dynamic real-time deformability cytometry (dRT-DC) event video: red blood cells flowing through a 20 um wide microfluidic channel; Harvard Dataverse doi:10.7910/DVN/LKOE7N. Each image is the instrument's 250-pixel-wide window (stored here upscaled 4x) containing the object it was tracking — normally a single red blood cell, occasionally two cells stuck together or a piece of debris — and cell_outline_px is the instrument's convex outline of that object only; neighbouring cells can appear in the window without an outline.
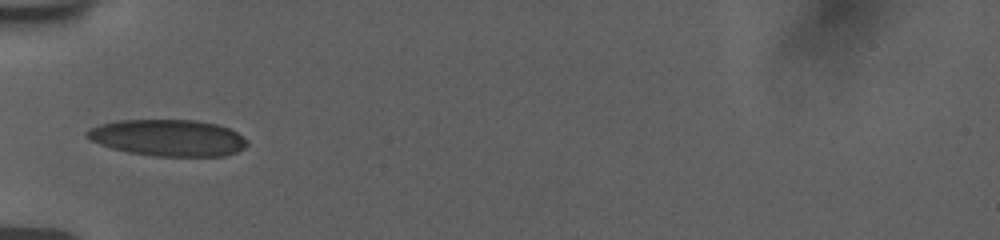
{"species": "human", "species_latin": "Homo sapiens", "temperature_condition": "room temperature", "stored_images_in_passage": 36, "camera_frame_rate_fps": 3000, "um_per_image_px": 0.085, "donor": {"sex": "female"}, "frame": {"image": 1, "passage_image": 1, "time_ms": 0.0, "image_size_px": [1000, 240], "cell_outline_px": [[248, 144], [244, 148], [236, 152], [224, 156], [156, 156], [128, 152], [112, 148], [100, 144], [84, 136], [84, 132], [88, 128], [100, 124], [116, 120], [196, 120], [220, 124], [236, 132], [248, 140]], "centroid_in_image_um": [14.28, 11.7], "position_along_channel_um": 70.7, "area_um2": 34.33}}
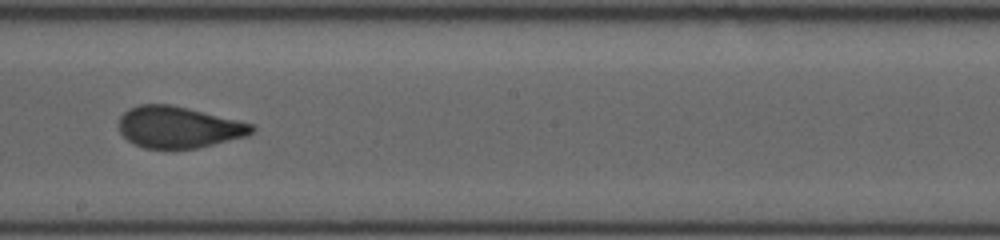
{"frame": {"image": 2, "passage_image": 14, "time_ms": 4.333, "image_size_px": [1000, 240], "cell_outline_px": [[256, 128], [248, 136], [196, 148], [144, 148], [132, 144], [120, 132], [120, 116], [128, 108], [140, 104], [168, 104], [188, 108], [256, 124]], "centroid_in_image_um": [15.2, 10.8], "position_along_channel_um": 233.0, "area_um2": 32.19}}
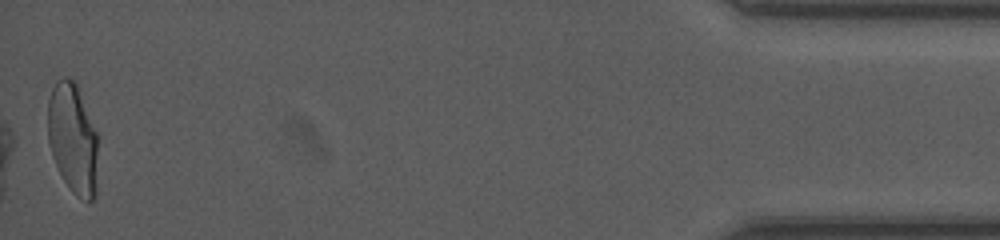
{"frame": {"image": 3, "passage_image": 36, "time_ms": 11.667, "image_size_px": [1000, 240], "cell_outline_px": [[96, 196], [92, 200], [88, 200], [76, 196], [72, 192], [64, 180], [52, 156], [48, 140], [48, 100], [52, 88], [56, 80], [64, 76], [68, 76], [76, 84], [96, 132]], "centroid_in_image_um": [6.16, 11.76], "position_along_channel_um": 429.0, "area_um2": 31.79}, "authors_computed_cell_mechanics": {"area_um2": 32.657, "velocity_mm_per_s": 3.7609, "shape_relaxation_time_tau1_ms": null, "shape_relaxation_time_tau2_ms": 0.7661, "deformation_change_tau1": null, "deformation_change_tau2": 0.0768}}